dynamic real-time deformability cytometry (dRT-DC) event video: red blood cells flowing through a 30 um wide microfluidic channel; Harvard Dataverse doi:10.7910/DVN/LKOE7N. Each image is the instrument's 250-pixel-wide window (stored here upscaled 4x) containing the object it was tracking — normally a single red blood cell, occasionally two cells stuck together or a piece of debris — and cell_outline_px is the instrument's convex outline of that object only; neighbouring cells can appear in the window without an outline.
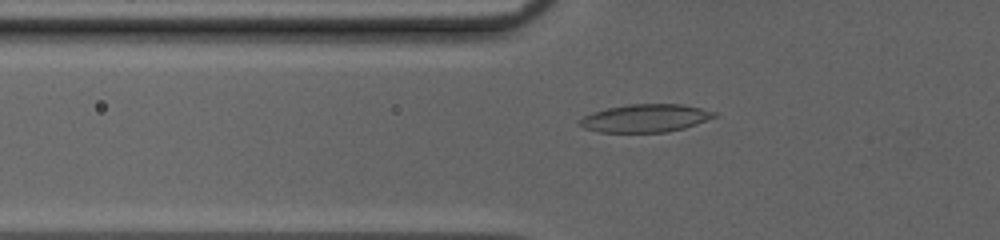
{"species": "common noctule bat (a hibernating species)", "species_latin": "Nyctalus noctula", "temperature_condition": "cold", "stored_images_in_passage": 54, "camera_frame_rate_fps": 3000, "um_per_image_px": 0.085, "animal": {"sex": "female", "body_mass_g": 20.0, "forearm_length_mm": 54.0}, "frame": {"image": 1, "passage_image": 22, "time_ms": 7.0, "image_size_px": [1000, 240], "cell_outline_px": [[716, 116], [696, 124], [684, 128], [668, 132], [600, 132], [584, 128], [580, 124], [580, 120], [584, 116], [592, 112], [608, 108], [628, 104], [684, 104], [716, 112]], "centroid_in_image_um": [54.87, 10.04], "position_along_channel_um": 70.9, "area_um2": 21.73}}
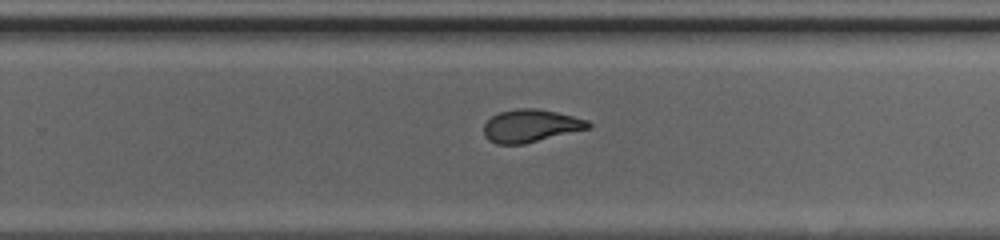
{"frame": {"image": 2, "passage_image": 38, "time_ms": 12.333, "image_size_px": [1000, 240], "cell_outline_px": [[592, 128], [524, 144], [496, 144], [488, 140], [484, 136], [484, 124], [492, 116], [500, 112], [516, 108], [536, 108], [556, 112], [588, 120], [592, 124]], "centroid_in_image_um": [45.12, 10.7], "position_along_channel_um": 284.7, "area_um2": 20.06}}
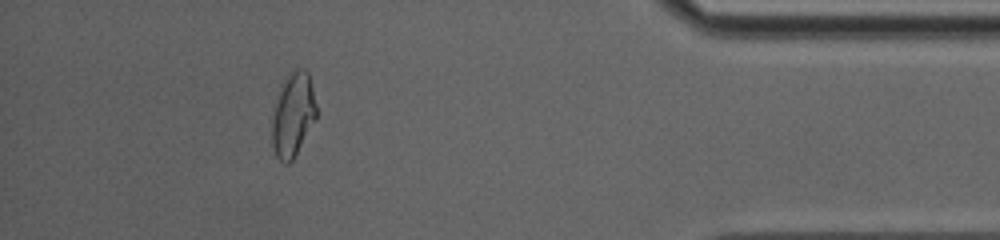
{"frame": {"image": 3, "passage_image": 50, "time_ms": 16.333, "image_size_px": [1000, 240], "cell_outline_px": [[316, 120], [292, 160], [288, 164], [284, 164], [276, 156], [272, 144], [272, 120], [280, 84], [284, 76], [288, 72], [296, 68], [304, 68], [308, 72], [316, 104]], "centroid_in_image_um": [24.9, 9.71], "position_along_channel_um": 410.3, "area_um2": 21.85}, "authors_computed_cell_mechanics": {"area_um2": 21.0681, "velocity_mm_per_s": 4.0607, "shape_relaxation_time_tau1_ms": null, "shape_relaxation_time_tau2_ms": 1.0694, "deformation_change_tau1": null, "deformation_change_tau2": 0.0691}}